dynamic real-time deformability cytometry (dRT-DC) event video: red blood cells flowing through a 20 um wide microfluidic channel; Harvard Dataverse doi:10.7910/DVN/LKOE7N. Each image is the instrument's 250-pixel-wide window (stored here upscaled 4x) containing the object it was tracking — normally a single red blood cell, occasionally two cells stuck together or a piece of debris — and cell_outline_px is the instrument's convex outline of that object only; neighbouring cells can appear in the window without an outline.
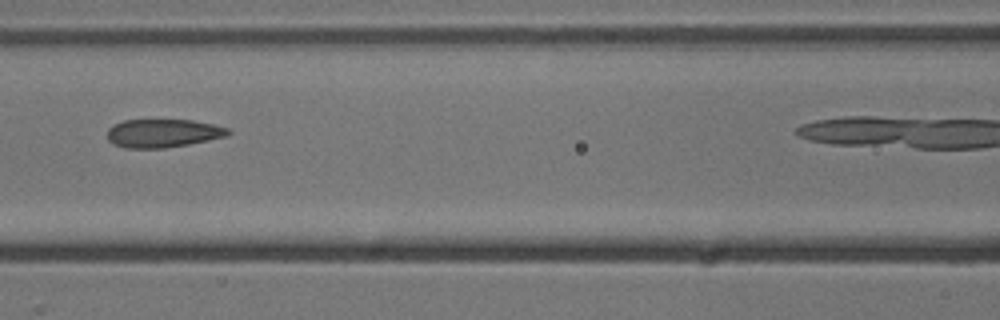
{"species": "common noctule bat (a hibernating species)", "species_latin": "Nyctalus noctula", "temperature_condition": "cold", "stored_images_in_passage": 6, "camera_frame_rate_fps": 3000, "um_per_image_px": 0.085, "animal": {"sex": "male", "body_mass_g": 13.3}, "frame": {"image": 1, "passage_image": 5, "time_ms": 5.333, "image_size_px": [1000, 320], "cell_outline_px": [[232, 132], [228, 136], [188, 144], [164, 148], [124, 148], [112, 144], [108, 140], [108, 128], [112, 124], [124, 120], [192, 120], [212, 124], [228, 128]], "centroid_in_image_um": [13.83, 11.32], "position_along_channel_um": 152.8, "area_um2": 20.06}}